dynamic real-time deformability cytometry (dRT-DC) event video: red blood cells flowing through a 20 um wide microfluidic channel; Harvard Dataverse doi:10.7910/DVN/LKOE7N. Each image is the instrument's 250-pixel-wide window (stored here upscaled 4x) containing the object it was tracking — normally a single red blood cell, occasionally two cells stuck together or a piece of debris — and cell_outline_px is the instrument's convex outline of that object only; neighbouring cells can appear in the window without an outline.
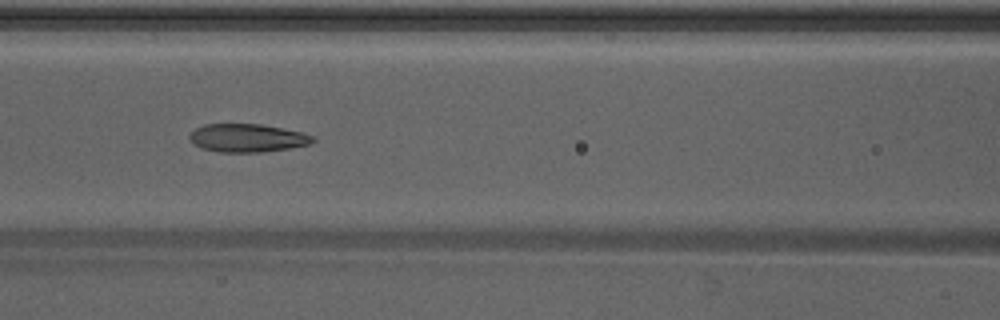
{"species": "Egyptian fruit bat (a non-hibernating species)", "species_latin": "Rousettus aegyptiacus", "temperature_condition": "warm", "stored_images_in_passage": 43, "camera_frame_rate_fps": 3000, "um_per_image_px": 0.085, "animal": {"sex": "male"}, "frame": {"image": 1, "passage_image": 19, "time_ms": 6.0, "image_size_px": [1000, 320], "cell_outline_px": [[316, 140], [308, 144], [292, 148], [260, 152], [220, 152], [200, 148], [188, 136], [196, 128], [204, 124], [260, 124], [300, 132], [316, 136]], "centroid_in_image_um": [21.04, 11.73], "position_along_channel_um": 145.6, "area_um2": 20.11}}
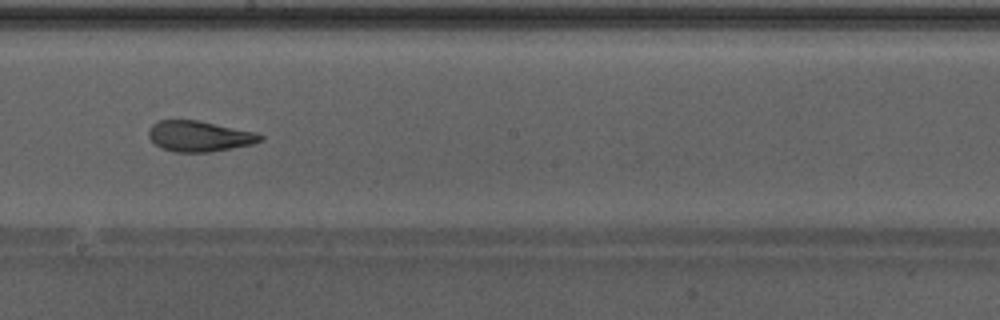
{"frame": {"image": 2, "passage_image": 25, "time_ms": 8.0, "image_size_px": [1000, 320], "cell_outline_px": [[264, 140], [252, 144], [208, 152], [176, 152], [160, 148], [148, 136], [148, 128], [152, 124], [160, 120], [196, 120], [256, 132], [264, 136]], "centroid_in_image_um": [16.93, 11.58], "position_along_channel_um": 231.3, "area_um2": 19.88}}